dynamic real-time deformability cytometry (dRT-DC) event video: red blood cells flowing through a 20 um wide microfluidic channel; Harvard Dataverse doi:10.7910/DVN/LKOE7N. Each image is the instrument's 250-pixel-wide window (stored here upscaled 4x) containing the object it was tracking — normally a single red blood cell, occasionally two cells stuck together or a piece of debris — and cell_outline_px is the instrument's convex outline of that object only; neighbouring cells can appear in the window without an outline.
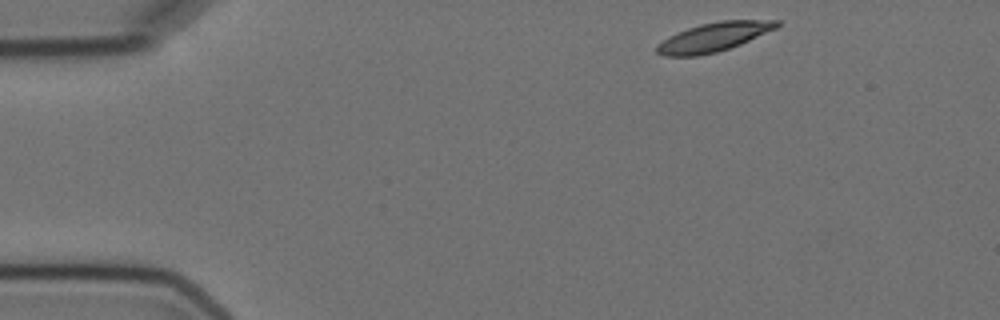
{"species": "Egyptian fruit bat (a non-hibernating species)", "species_latin": "Rousettus aegyptiacus", "temperature_condition": "cold", "stored_images_in_passage": 5, "camera_frame_rate_fps": 3000, "um_per_image_px": 0.085, "animal": {"sex": "female"}, "frame": {"image": 1, "passage_image": 1, "time_ms": 0.0, "image_size_px": [1000, 320], "cell_outline_px": [[780, 24], [776, 28], [740, 44], [716, 52], [696, 56], [664, 56], [656, 52], [656, 44], [668, 36], [676, 32], [700, 24], [720, 20], [780, 20]], "centroid_in_image_um": [60.62, 3.14], "position_along_channel_um": 24.4, "area_um2": 20.17}}
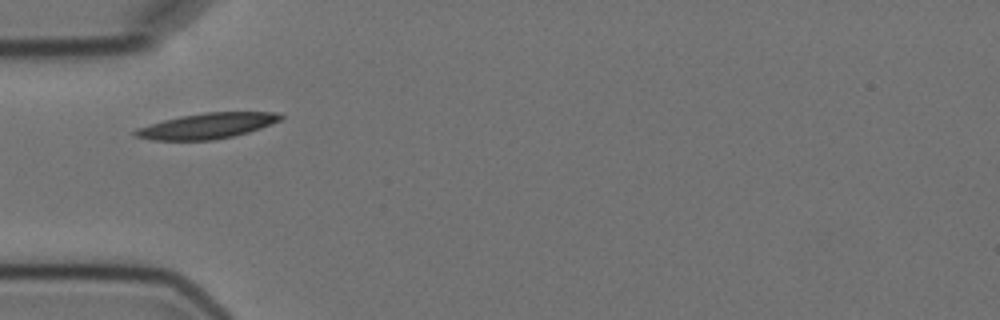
{"frame": {"image": 2, "passage_image": 4, "time_ms": 3.333, "image_size_px": [1000, 320], "cell_outline_px": [[284, 116], [280, 120], [272, 124], [248, 132], [232, 136], [212, 140], [152, 140], [136, 136], [132, 132], [136, 128], [164, 120], [180, 116], [204, 112], [280, 112]], "centroid_in_image_um": [17.61, 10.69], "position_along_channel_um": 67.4, "area_um2": 21.56}}
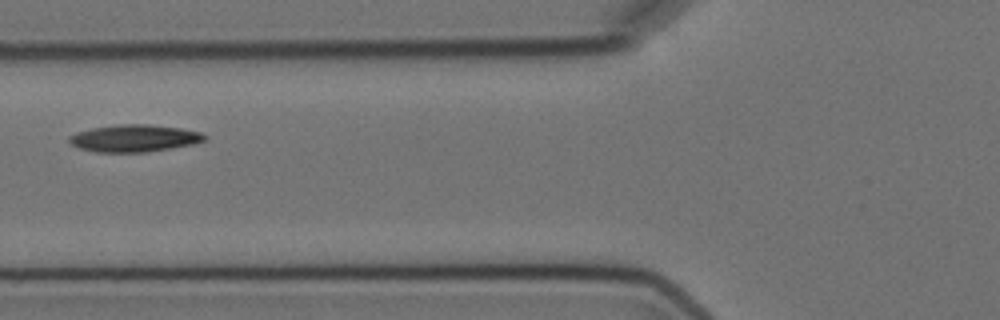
{"frame": {"image": 3, "passage_image": 5, "time_ms": 4.667, "image_size_px": [1000, 320], "cell_outline_px": [[208, 136], [204, 140], [192, 144], [144, 152], [96, 152], [80, 148], [72, 144], [68, 140], [68, 136], [76, 132], [92, 128], [116, 124], [148, 124], [180, 128], [200, 132]], "centroid_in_image_um": [11.38, 11.74], "position_along_channel_um": 114.4, "area_um2": 21.27}}